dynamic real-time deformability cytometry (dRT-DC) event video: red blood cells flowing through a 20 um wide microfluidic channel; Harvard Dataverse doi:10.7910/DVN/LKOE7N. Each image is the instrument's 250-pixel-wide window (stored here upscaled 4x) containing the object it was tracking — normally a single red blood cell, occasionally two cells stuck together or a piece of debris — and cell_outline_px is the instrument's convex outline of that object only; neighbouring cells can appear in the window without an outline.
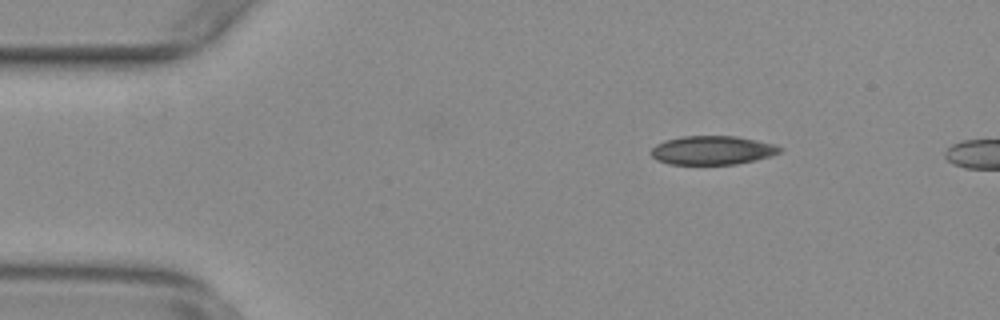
{"species": "common noctule bat (a hibernating species)", "species_latin": "Nyctalus noctula", "temperature_condition": "warm", "stored_images_in_passage": 8, "camera_frame_rate_fps": 3000, "um_per_image_px": 0.085, "animal": {"sex": "female", "body_mass_g": 29.2, "forearm_length_mm": 56.3}, "frame": {"image": 1, "passage_image": 5, "time_ms": 1.333, "image_size_px": [1000, 320], "cell_outline_px": [[784, 148], [780, 152], [772, 156], [756, 160], [736, 164], [668, 164], [656, 160], [652, 156], [652, 148], [656, 144], [664, 140], [680, 136], [736, 136], [776, 144]], "centroid_in_image_um": [60.57, 12.77], "position_along_channel_um": 24.4, "area_um2": 21.79}}